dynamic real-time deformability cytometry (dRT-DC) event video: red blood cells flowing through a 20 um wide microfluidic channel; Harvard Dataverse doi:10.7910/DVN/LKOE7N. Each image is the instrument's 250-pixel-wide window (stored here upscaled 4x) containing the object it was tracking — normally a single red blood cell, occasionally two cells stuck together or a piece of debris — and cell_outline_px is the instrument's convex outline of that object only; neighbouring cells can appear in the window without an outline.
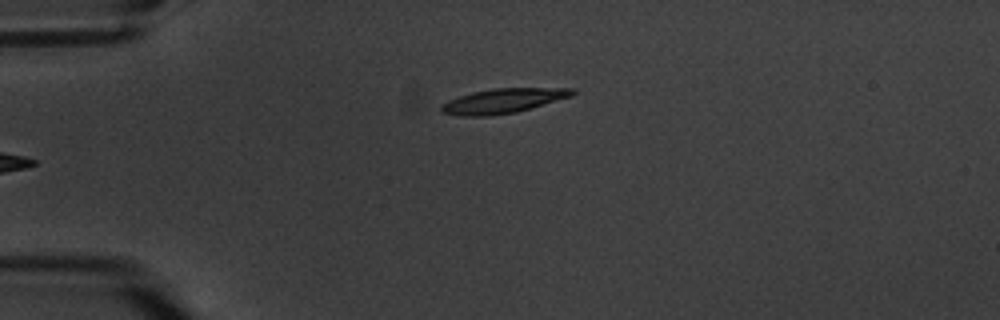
{"species": "common noctule bat (a hibernating species)", "species_latin": "Nyctalus noctula", "temperature_condition": "warm", "stored_images_in_passage": 6, "camera_frame_rate_fps": 3000, "um_per_image_px": 0.085, "animal": {"sex": "male", "body_mass_g": 20.1, "forearm_length_mm": 53.5}, "frame": {"image": 1, "passage_image": 6, "time_ms": 6.0, "image_size_px": [1000, 320], "cell_outline_px": [[576, 92], [572, 96], [516, 112], [488, 116], [460, 116], [440, 112], [440, 108], [448, 100], [472, 92], [492, 88], [576, 88]], "centroid_in_image_um": [42.77, 8.57], "position_along_channel_um": 42.2, "area_um2": 18.73}}